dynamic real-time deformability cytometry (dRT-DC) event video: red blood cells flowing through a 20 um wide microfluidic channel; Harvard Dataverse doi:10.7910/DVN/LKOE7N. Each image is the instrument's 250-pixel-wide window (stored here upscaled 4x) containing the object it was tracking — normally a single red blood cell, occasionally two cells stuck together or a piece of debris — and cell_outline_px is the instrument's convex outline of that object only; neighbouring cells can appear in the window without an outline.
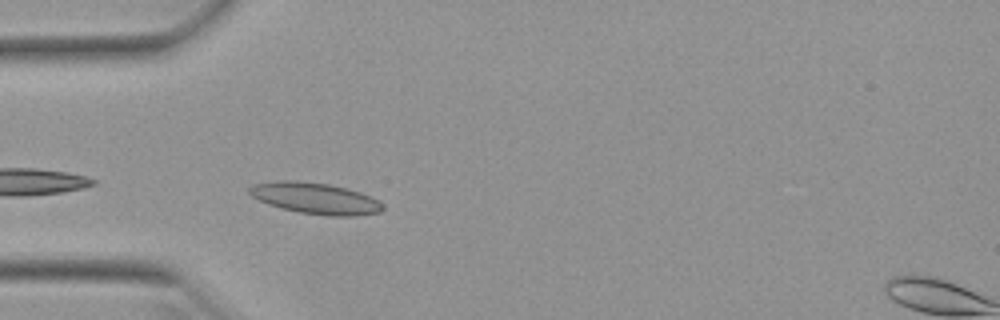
{"species": "Egyptian fruit bat (a non-hibernating species)", "species_latin": "Rousettus aegyptiacus", "temperature_condition": "warm", "stored_images_in_passage": 8, "camera_frame_rate_fps": 3000, "um_per_image_px": 0.085, "animal": {"sex": "female"}, "frame": {"image": 1, "passage_image": 2, "time_ms": 0.333, "image_size_px": [1000, 320], "cell_outline_px": [[384, 208], [380, 212], [356, 216], [324, 216], [300, 212], [280, 208], [268, 204], [252, 196], [248, 192], [248, 188], [252, 184], [276, 180], [292, 180], [328, 184], [360, 192], [380, 200], [384, 204]], "centroid_in_image_um": [26.81, 16.86], "position_along_channel_um": 58.2, "area_um2": 24.45}}